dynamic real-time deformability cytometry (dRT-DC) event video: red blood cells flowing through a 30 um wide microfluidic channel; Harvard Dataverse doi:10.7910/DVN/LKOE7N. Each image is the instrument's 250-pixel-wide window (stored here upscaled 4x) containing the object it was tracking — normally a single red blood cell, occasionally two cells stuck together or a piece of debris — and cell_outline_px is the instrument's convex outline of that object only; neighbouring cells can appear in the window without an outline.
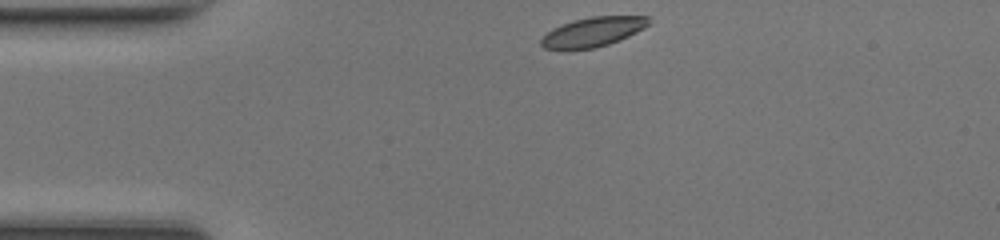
{"species": "common noctule bat (a hibernating species)", "species_latin": "Nyctalus noctula", "temperature_condition": "room temperature", "stored_images_in_passage": 39, "camera_frame_rate_fps": 3000, "um_per_image_px": 0.085, "animal": {"sex": "female", "body_mass_g": 17.0, "forearm_length_mm": 48.0}, "frame": {"image": 1, "passage_image": 1, "time_ms": 0.0, "image_size_px": [1000, 240], "cell_outline_px": [[652, 20], [644, 28], [620, 40], [596, 48], [568, 52], [564, 52], [544, 48], [540, 44], [540, 40], [552, 28], [560, 24], [592, 16], [648, 16]], "centroid_in_image_um": [50.34, 2.75], "position_along_channel_um": 34.7, "area_um2": 19.02}}
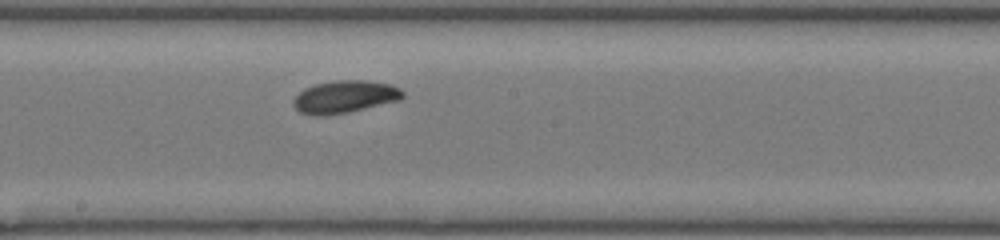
{"frame": {"image": 2, "passage_image": 17, "time_ms": 5.333, "image_size_px": [1000, 240], "cell_outline_px": [[404, 96], [400, 100], [348, 112], [324, 116], [312, 116], [300, 112], [292, 104], [292, 100], [304, 88], [316, 84], [336, 80], [364, 80], [388, 84], [400, 88], [404, 92]], "centroid_in_image_um": [29.28, 8.23], "position_along_channel_um": 218.9, "area_um2": 20.69}}
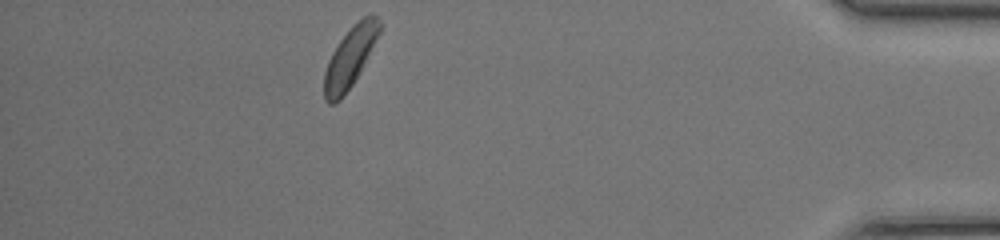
{"frame": {"image": 3, "passage_image": 34, "time_ms": 11.0, "image_size_px": [1000, 240], "cell_outline_px": [[380, 32], [360, 72], [352, 84], [340, 100], [332, 104], [328, 104], [324, 100], [324, 72], [328, 60], [332, 52], [340, 40], [364, 16], [372, 12], [380, 20]], "centroid_in_image_um": [29.73, 4.91], "position_along_channel_um": 405.5, "area_um2": 19.07}, "authors_computed_cell_mechanics": {"area_um2": 19.652, "velocity_mm_per_s": 4.2476, "shape_relaxation_time_tau1_ms": 6.3846, "shape_relaxation_time_tau2_ms": 4.3889, "deformation_change_tau1": 0.2101, "deformation_change_tau2": 0.0935}}